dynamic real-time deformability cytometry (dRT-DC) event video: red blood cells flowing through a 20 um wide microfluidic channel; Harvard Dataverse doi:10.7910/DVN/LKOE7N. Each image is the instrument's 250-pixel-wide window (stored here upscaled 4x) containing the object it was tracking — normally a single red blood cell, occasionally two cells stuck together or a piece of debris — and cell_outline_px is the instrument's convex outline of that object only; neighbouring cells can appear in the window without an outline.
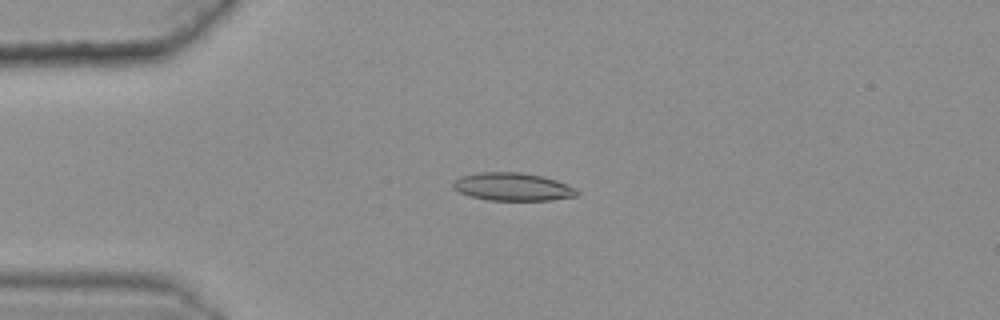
{"species": "common noctule bat (a hibernating species)", "species_latin": "Nyctalus noctula", "temperature_condition": "warm", "stored_images_in_passage": 44, "camera_frame_rate_fps": 3000, "um_per_image_px": 0.085, "animal": {"sex": "female", "body_mass_g": 25.1}, "frame": {"image": 1, "passage_image": 13, "time_ms": 4.0, "image_size_px": [1000, 320], "cell_outline_px": [[580, 192], [576, 196], [552, 200], [488, 200], [468, 196], [452, 188], [452, 180], [460, 176], [480, 172], [520, 172], [544, 176], [556, 180], [576, 188]], "centroid_in_image_um": [43.55, 15.87], "position_along_channel_um": 41.5, "area_um2": 20.4}}
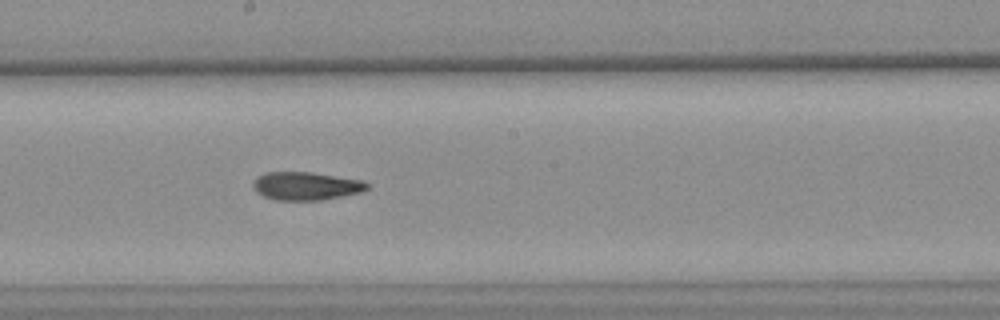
{"frame": {"image": 2, "passage_image": 30, "time_ms": 9.667, "image_size_px": [1000, 320], "cell_outline_px": [[368, 188], [360, 192], [320, 200], [276, 200], [264, 196], [256, 192], [252, 188], [252, 184], [256, 176], [264, 172], [312, 172], [364, 180], [368, 184]], "centroid_in_image_um": [25.96, 15.79], "position_along_channel_um": 222.2, "area_um2": 18.79}}
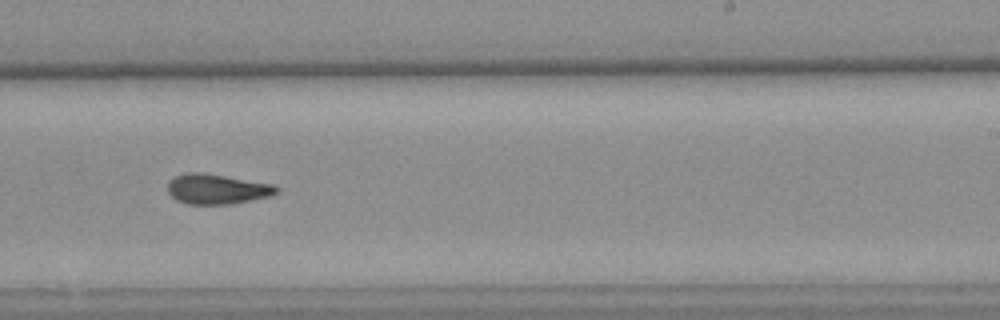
{"frame": {"image": 3, "passage_image": 34, "time_ms": 11.0, "image_size_px": [1000, 320], "cell_outline_px": [[280, 192], [268, 196], [232, 204], [188, 204], [176, 200], [168, 192], [168, 180], [176, 176], [188, 172], [204, 172], [276, 184], [280, 188]], "centroid_in_image_um": [18.47, 16.05], "position_along_channel_um": 270.5, "area_um2": 19.31}, "authors_computed_cell_mechanics": {"area_um2": 19.3052, "velocity_mm_per_s": 3.6401, "shape_relaxation_time_tau1_ms": null, "shape_relaxation_time_tau2_ms": 4.3596, "deformation_change_tau1": null, "deformation_change_tau2": 0.1268}}